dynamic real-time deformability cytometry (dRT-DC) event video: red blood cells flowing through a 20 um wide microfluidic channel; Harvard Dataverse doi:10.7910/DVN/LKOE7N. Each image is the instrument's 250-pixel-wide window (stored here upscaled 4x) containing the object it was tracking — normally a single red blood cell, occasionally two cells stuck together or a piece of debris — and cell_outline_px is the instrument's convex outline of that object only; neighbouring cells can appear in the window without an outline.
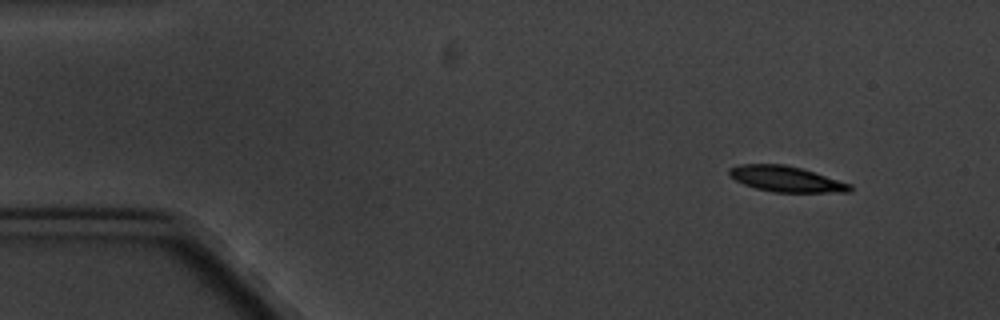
{"species": "common noctule bat (a hibernating species)", "species_latin": "Nyctalus noctula", "temperature_condition": "cold", "stored_images_in_passage": 5, "camera_frame_rate_fps": 3000, "um_per_image_px": 0.085, "animal": {"sex": "male", "body_mass_g": 20.1, "forearm_length_mm": 53.5}, "frame": {"image": 1, "passage_image": 2, "time_ms": 1.333, "image_size_px": [1000, 320], "cell_outline_px": [[852, 192], [772, 192], [756, 188], [744, 184], [736, 180], [728, 172], [728, 168], [740, 164], [784, 164], [800, 168], [852, 184]], "centroid_in_image_um": [66.82, 15.22], "position_along_channel_um": 18.2, "area_um2": 17.92}}
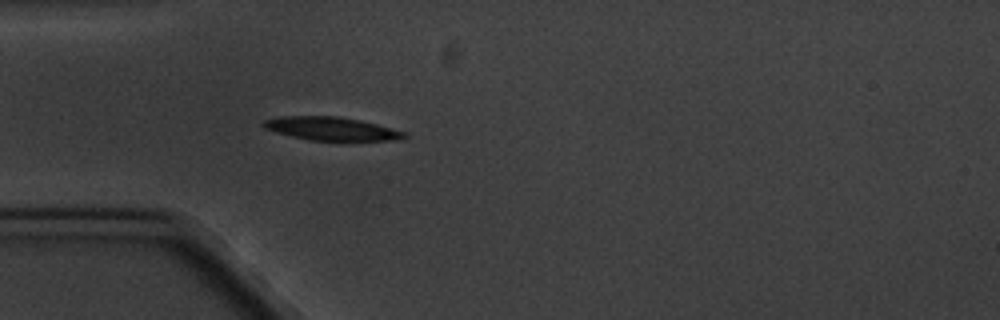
{"frame": {"image": 2, "passage_image": 5, "time_ms": 5.0, "image_size_px": [1000, 320], "cell_outline_px": [[408, 136], [400, 140], [308, 140], [276, 132], [264, 128], [260, 124], [264, 120], [280, 116], [340, 116], [360, 120], [392, 128], [404, 132]], "centroid_in_image_um": [28.14, 10.93], "position_along_channel_um": 56.9, "area_um2": 19.07}}